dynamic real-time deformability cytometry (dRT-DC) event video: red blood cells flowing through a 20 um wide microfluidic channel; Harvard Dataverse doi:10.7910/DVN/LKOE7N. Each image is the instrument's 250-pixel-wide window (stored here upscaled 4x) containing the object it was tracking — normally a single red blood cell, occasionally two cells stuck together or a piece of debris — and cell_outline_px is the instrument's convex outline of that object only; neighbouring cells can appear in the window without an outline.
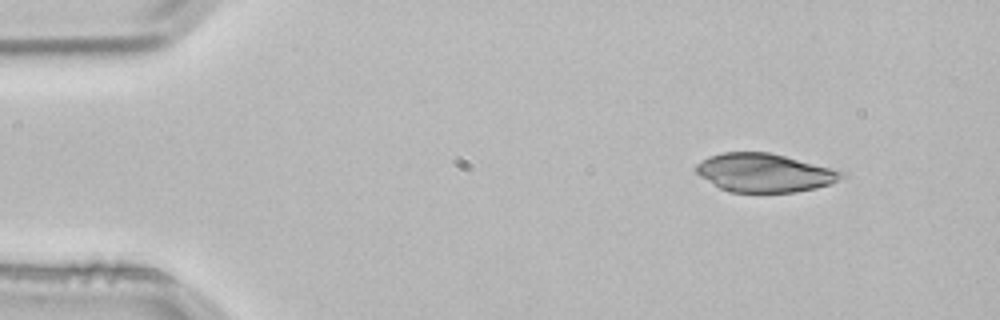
{"species": "common noctule bat (a hibernating species)", "species_latin": "Nyctalus noctula", "temperature_condition": "room temperature", "stored_images_in_passage": 3, "camera_frame_rate_fps": 3000, "um_per_image_px": 0.085, "animal": {"sex": "male", "body_mass_g": 21.5, "forearm_length_mm": 52.0}, "frame": {"image": 1, "passage_image": 1, "time_ms": 0.0, "image_size_px": [1000, 320], "cell_outline_px": [[848, 176], [832, 184], [816, 188], [796, 192], [728, 192], [720, 188], [700, 176], [692, 168], [696, 164], [708, 156], [724, 152], [768, 152], [848, 172]], "centroid_in_image_um": [65.01, 14.69], "position_along_channel_um": 20.0, "area_um2": 32.89}}